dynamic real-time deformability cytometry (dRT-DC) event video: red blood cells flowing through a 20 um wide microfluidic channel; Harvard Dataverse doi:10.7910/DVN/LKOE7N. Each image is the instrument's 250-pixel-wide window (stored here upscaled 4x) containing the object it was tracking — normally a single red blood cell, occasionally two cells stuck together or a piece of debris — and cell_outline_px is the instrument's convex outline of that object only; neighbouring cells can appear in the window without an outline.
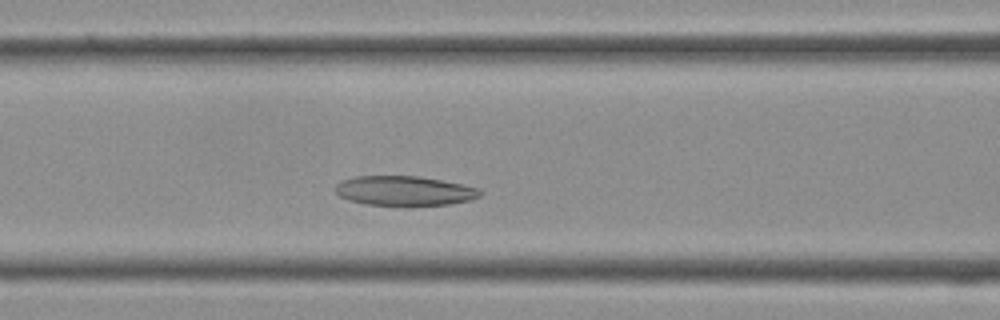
{"species": "Egyptian fruit bat (a non-hibernating species)", "species_latin": "Rousettus aegyptiacus", "temperature_condition": "cold", "stored_images_in_passage": 34, "camera_frame_rate_fps": 3000, "um_per_image_px": 0.085, "frame": {"image": 1, "passage_image": 10, "time_ms": 3.0, "image_size_px": [1000, 320], "cell_outline_px": [[484, 192], [480, 196], [468, 200], [448, 204], [368, 204], [348, 200], [340, 196], [336, 192], [336, 184], [340, 180], [356, 176], [420, 176], [480, 188]], "centroid_in_image_um": [34.36, 16.19], "position_along_channel_um": 132.2, "area_um2": 24.51}}
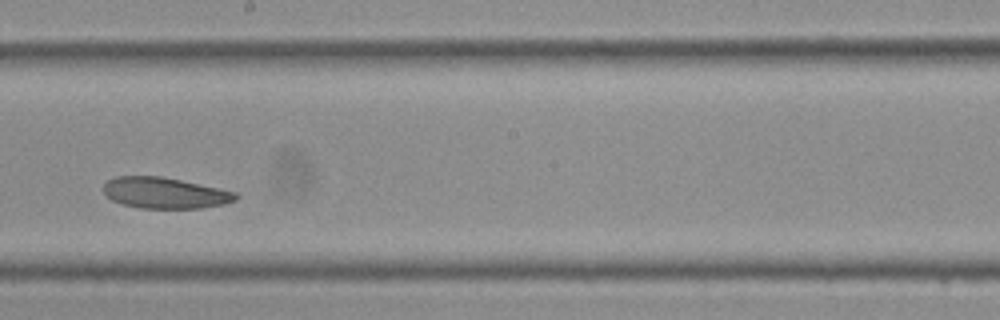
{"frame": {"image": 2, "passage_image": 16, "time_ms": 5.0, "image_size_px": [1000, 320], "cell_outline_px": [[240, 196], [236, 200], [224, 204], [200, 208], [140, 208], [124, 204], [112, 200], [104, 192], [104, 184], [108, 180], [116, 176], [160, 176], [180, 180], [236, 192]], "centroid_in_image_um": [14.02, 16.4], "position_along_channel_um": 234.2, "area_um2": 23.7}}
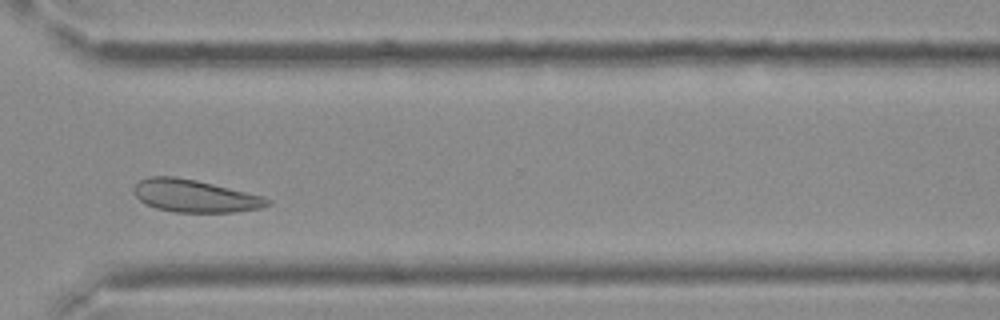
{"frame": {"image": 3, "passage_image": 23, "time_ms": 7.333, "image_size_px": [1000, 320], "cell_outline_px": [[272, 204], [260, 208], [236, 212], [176, 212], [156, 208], [144, 204], [132, 192], [132, 188], [140, 180], [148, 176], [172, 176], [196, 180], [264, 196], [272, 200]], "centroid_in_image_um": [16.55, 16.66], "position_along_channel_um": 354.0, "area_um2": 25.43}}